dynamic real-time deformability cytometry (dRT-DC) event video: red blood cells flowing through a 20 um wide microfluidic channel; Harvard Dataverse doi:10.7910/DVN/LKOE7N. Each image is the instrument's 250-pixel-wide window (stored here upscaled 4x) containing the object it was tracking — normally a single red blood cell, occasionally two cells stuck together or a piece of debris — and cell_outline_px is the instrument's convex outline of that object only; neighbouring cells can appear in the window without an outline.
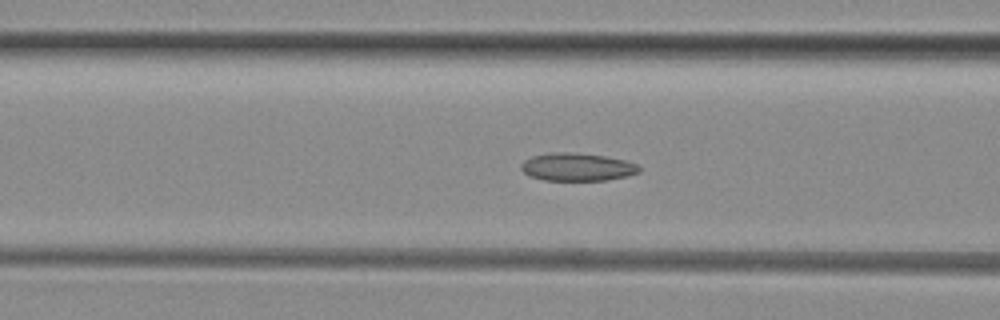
{"species": "common noctule bat (a hibernating species)", "species_latin": "Nyctalus noctula", "temperature_condition": "room temperature", "stored_images_in_passage": 51, "camera_frame_rate_fps": 3000, "um_per_image_px": 0.085, "animal": {"sex": "female", "body_mass_g": 29.2, "forearm_length_mm": 56.3}, "frame": {"image": 1, "passage_image": 19, "time_ms": 6.0, "image_size_px": [1000, 320], "cell_outline_px": [[640, 172], [628, 176], [608, 180], [544, 180], [532, 176], [524, 172], [520, 168], [520, 164], [524, 160], [532, 156], [548, 152], [568, 152], [604, 156], [624, 160], [636, 164], [640, 168]], "centroid_in_image_um": [49.05, 14.19], "position_along_channel_um": 117.6, "area_um2": 19.13}}
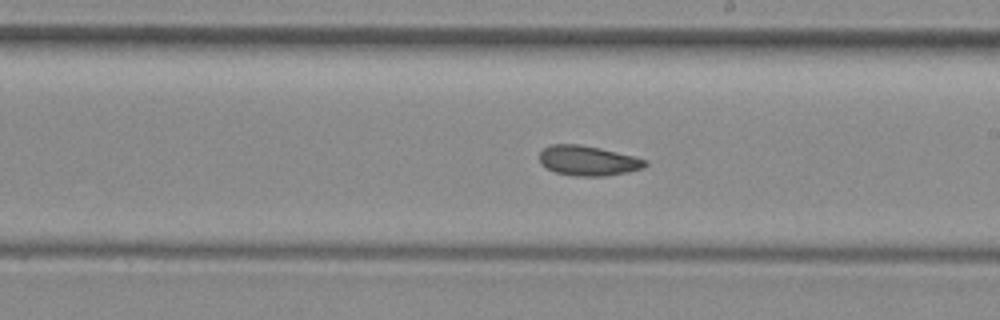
{"frame": {"image": 2, "passage_image": 28, "time_ms": 9.0, "image_size_px": [1000, 320], "cell_outline_px": [[648, 164], [644, 168], [628, 172], [608, 176], [576, 176], [556, 172], [540, 164], [540, 152], [544, 148], [552, 144], [580, 144], [600, 148], [648, 160]], "centroid_in_image_um": [50.0, 13.66], "position_along_channel_um": 239.0, "area_um2": 18.44}}
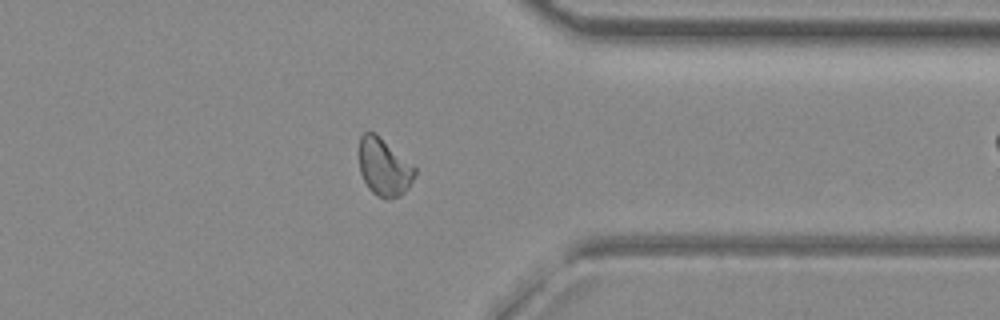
{"frame": {"image": 3, "passage_image": 39, "time_ms": 12.667, "image_size_px": [1000, 320], "cell_outline_px": [[416, 172], [408, 188], [400, 196], [384, 200], [376, 196], [368, 188], [360, 172], [360, 136], [364, 132], [376, 132], [416, 168]], "centroid_in_image_um": [32.64, 14.22], "position_along_channel_um": 378.8, "area_um2": 18.67}, "authors_computed_cell_mechanics": {"area_um2": 18.9006, "velocity_mm_per_s": 4.0595, "shape_relaxation_time_tau1_ms": null, "shape_relaxation_time_tau2_ms": 3.5327, "deformation_change_tau1": null, "deformation_change_tau2": 0.0888}}